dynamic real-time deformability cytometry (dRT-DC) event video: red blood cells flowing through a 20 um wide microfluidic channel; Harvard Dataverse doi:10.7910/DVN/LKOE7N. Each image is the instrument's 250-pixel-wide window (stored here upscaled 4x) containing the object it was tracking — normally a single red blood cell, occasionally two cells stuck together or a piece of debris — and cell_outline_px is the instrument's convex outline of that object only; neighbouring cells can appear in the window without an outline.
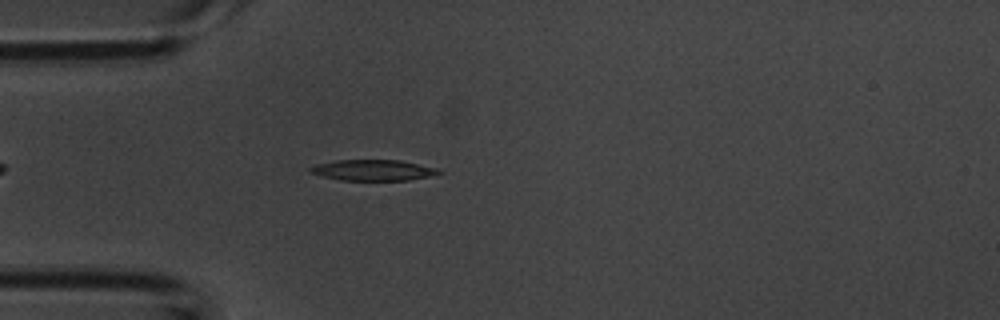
{"species": "common noctule bat (a hibernating species)", "species_latin": "Nyctalus noctula", "temperature_condition": "room temperature", "stored_images_in_passage": 23, "camera_frame_rate_fps": 3000, "um_per_image_px": 0.085, "animal": {"sex": "male", "body_mass_g": 20.1, "forearm_length_mm": 53.5}, "frame": {"image": 1, "passage_image": 9, "time_ms": 2.667, "image_size_px": [1000, 320], "cell_outline_px": [[444, 172], [428, 176], [408, 180], [340, 180], [320, 176], [308, 172], [308, 168], [316, 164], [336, 160], [400, 160], [440, 168]], "centroid_in_image_um": [31.7, 14.46], "position_along_channel_um": 53.3, "area_um2": 15.78}}
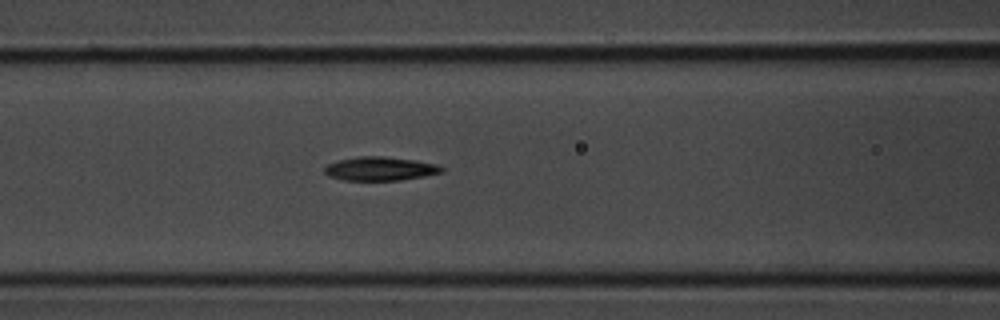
{"frame": {"image": 2, "passage_image": 16, "time_ms": 5.0, "image_size_px": [1000, 320], "cell_outline_px": [[444, 172], [424, 176], [400, 180], [344, 180], [328, 176], [324, 172], [324, 168], [328, 164], [340, 160], [360, 156], [384, 156], [416, 160], [436, 164], [444, 168]], "centroid_in_image_um": [32.33, 14.34], "position_along_channel_um": 134.3, "area_um2": 16.18}}
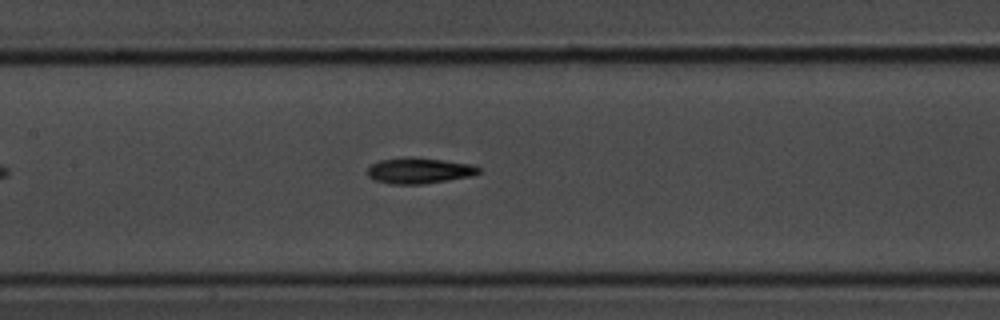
{"frame": {"image": 3, "passage_image": 19, "time_ms": 6.0, "image_size_px": [1000, 320], "cell_outline_px": [[480, 172], [472, 176], [424, 184], [392, 184], [376, 180], [368, 176], [368, 168], [372, 164], [380, 160], [408, 156], [412, 156], [444, 160], [472, 164], [480, 168]], "centroid_in_image_um": [35.65, 14.49], "position_along_channel_um": 171.8, "area_um2": 16.82}}